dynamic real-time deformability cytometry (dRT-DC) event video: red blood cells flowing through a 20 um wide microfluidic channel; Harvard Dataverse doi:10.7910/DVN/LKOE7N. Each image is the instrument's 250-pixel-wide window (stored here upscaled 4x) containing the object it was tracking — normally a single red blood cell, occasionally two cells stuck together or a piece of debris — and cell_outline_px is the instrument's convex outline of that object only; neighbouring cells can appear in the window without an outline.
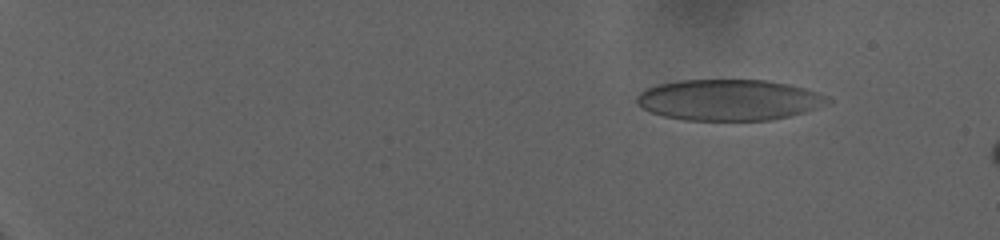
{"species": "human", "species_latin": "Homo sapiens", "temperature_condition": "warm", "stored_images_in_passage": 24, "camera_frame_rate_fps": 3000, "um_per_image_px": 0.085, "donor": {"sex": "female"}, "frame": {"image": 1, "passage_image": 11, "time_ms": 3.333, "image_size_px": [1000, 240], "cell_outline_px": [[832, 100], [828, 104], [804, 112], [772, 120], [684, 120], [664, 116], [652, 112], [644, 108], [636, 100], [636, 96], [640, 92], [648, 88], [660, 84], [680, 80], [764, 80], [788, 84], [804, 88], [828, 96]], "centroid_in_image_um": [61.99, 8.49], "position_along_channel_um": 23.0, "area_um2": 45.37}}